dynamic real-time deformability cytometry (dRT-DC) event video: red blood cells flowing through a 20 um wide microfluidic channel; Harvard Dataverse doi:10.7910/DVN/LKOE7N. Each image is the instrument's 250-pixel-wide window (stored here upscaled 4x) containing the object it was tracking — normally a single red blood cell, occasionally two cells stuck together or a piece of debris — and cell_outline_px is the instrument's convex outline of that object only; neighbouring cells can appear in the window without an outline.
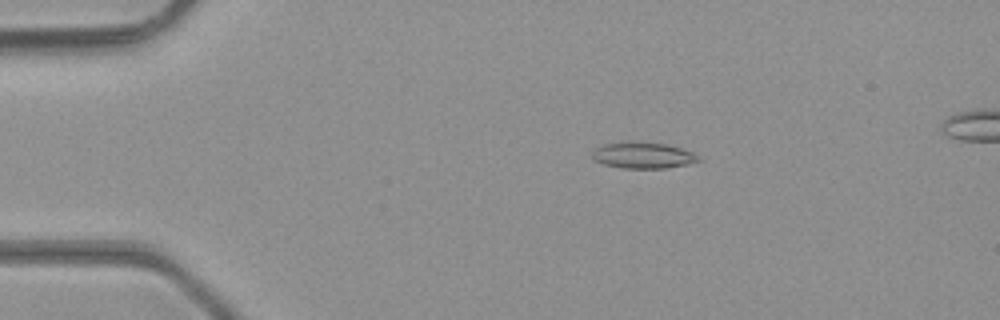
{"species": "common noctule bat (a hibernating species)", "species_latin": "Nyctalus noctula", "temperature_condition": "room temperature", "stored_images_in_passage": 48, "camera_frame_rate_fps": 3000, "um_per_image_px": 0.085, "animal": {"sex": "male", "body_mass_g": 23.1, "forearm_length_mm": 52.7}, "frame": {"image": 1, "passage_image": 9, "time_ms": 2.667, "image_size_px": [1000, 320], "cell_outline_px": [[700, 160], [688, 164], [668, 168], [624, 168], [604, 164], [592, 160], [592, 152], [596, 148], [604, 144], [668, 144], [692, 152], [700, 156]], "centroid_in_image_um": [54.69, 13.25], "position_along_channel_um": 30.3, "area_um2": 15.55}}
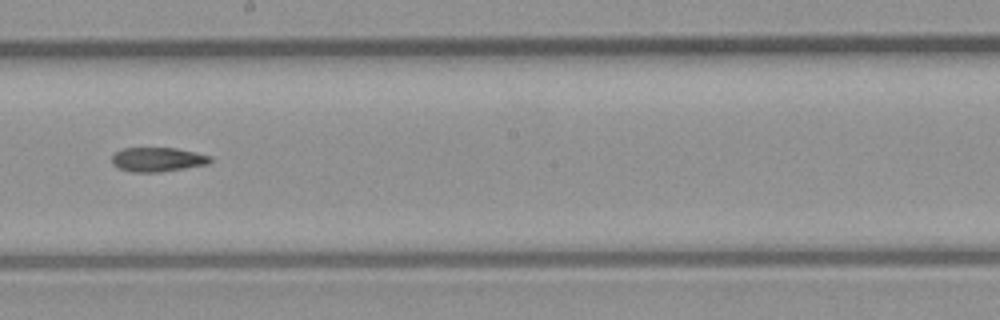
{"frame": {"image": 2, "passage_image": 27, "time_ms": 8.667, "image_size_px": [1000, 320], "cell_outline_px": [[212, 160], [208, 164], [160, 172], [132, 172], [120, 168], [112, 164], [112, 156], [116, 152], [124, 148], [176, 148], [196, 152], [212, 156]], "centroid_in_image_um": [13.42, 13.55], "position_along_channel_um": 234.8, "area_um2": 13.87}}
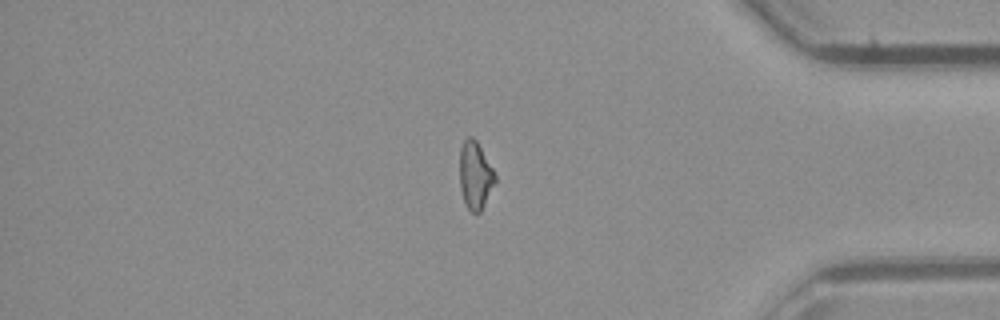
{"frame": {"image": 3, "passage_image": 40, "time_ms": 13.0, "image_size_px": [1000, 320], "cell_outline_px": [[496, 180], [480, 212], [472, 212], [468, 208], [464, 200], [460, 188], [460, 148], [464, 140], [468, 136], [472, 136], [476, 140], [492, 168], [496, 176]], "centroid_in_image_um": [40.38, 14.88], "position_along_channel_um": 394.8, "area_um2": 13.64}}